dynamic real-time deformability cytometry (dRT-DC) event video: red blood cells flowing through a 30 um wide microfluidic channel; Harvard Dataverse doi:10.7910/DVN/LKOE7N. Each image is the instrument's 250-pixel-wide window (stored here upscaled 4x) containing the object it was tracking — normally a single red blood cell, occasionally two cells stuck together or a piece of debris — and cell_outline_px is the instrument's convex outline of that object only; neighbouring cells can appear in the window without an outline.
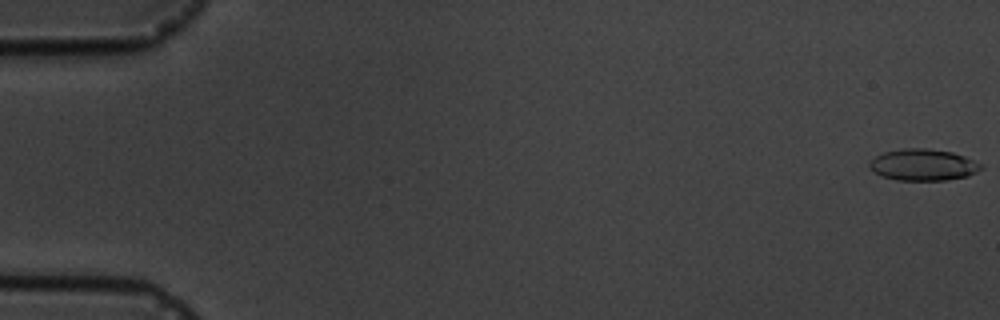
{"species": "common noctule bat (a hibernating species)", "species_latin": "Nyctalus noctula", "temperature_condition": "cold", "stored_images_in_passage": 5, "camera_frame_rate_fps": 3000, "um_per_image_px": 0.085, "animal": {"sex": "male", "body_mass_g": 19.5, "forearm_length_mm": 54.6}, "frame": {"image": 1, "passage_image": 1, "time_ms": 0.0, "image_size_px": [1000, 320], "cell_outline_px": [[984, 168], [968, 176], [944, 180], [896, 180], [880, 176], [868, 164], [876, 156], [884, 152], [900, 148], [924, 148], [952, 152], [964, 156], [984, 164]], "centroid_in_image_um": [78.5, 14.01], "position_along_channel_um": 6.5, "area_um2": 20.52}}
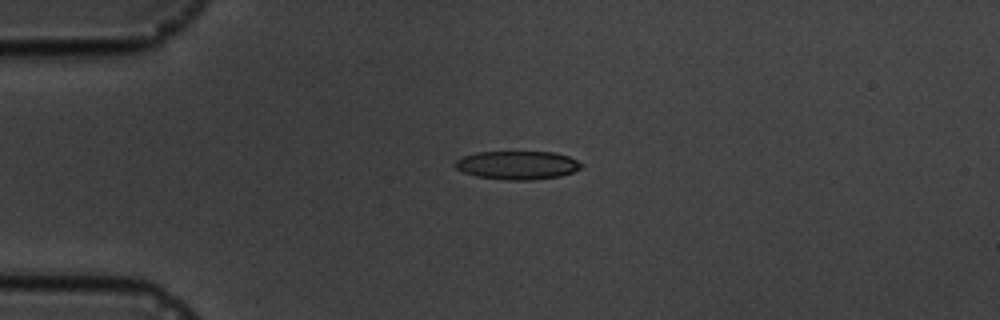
{"frame": {"image": 2, "passage_image": 4, "time_ms": 4.333, "image_size_px": [1000, 320], "cell_outline_px": [[584, 164], [580, 168], [572, 172], [560, 176], [532, 180], [504, 180], [476, 176], [464, 172], [456, 168], [456, 160], [464, 156], [476, 152], [552, 152], [568, 156]], "centroid_in_image_um": [43.99, 14.04], "position_along_channel_um": 41.0, "area_um2": 20.81}}